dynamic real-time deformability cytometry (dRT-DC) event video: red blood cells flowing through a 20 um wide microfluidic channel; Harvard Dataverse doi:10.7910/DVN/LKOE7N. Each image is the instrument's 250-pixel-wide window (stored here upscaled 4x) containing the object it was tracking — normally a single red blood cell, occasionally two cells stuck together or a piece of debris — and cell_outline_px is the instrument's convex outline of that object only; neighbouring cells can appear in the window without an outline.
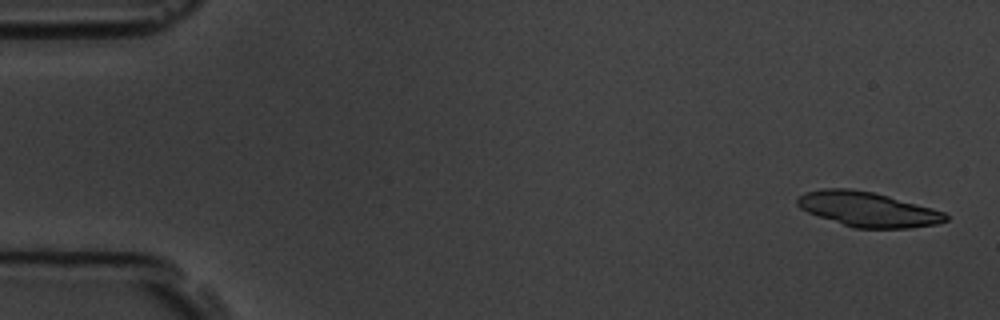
{"species": "common noctule bat (a hibernating species)", "species_latin": "Nyctalus noctula", "temperature_condition": "room temperature", "stored_images_in_passage": 6, "camera_frame_rate_fps": 3000, "um_per_image_px": 0.085, "animal": {"sex": "male", "body_mass_g": 19.5, "forearm_length_mm": 54.6}, "frame": {"image": 1, "passage_image": 1, "time_ms": 0.0, "image_size_px": [1000, 320], "cell_outline_px": [[948, 220], [936, 224], [908, 228], [852, 228], [808, 212], [800, 208], [796, 204], [796, 200], [804, 192], [824, 188], [852, 188], [872, 192], [888, 196], [932, 208], [944, 212], [948, 216]], "centroid_in_image_um": [73.74, 17.79], "position_along_channel_um": 11.3, "area_um2": 29.94}}